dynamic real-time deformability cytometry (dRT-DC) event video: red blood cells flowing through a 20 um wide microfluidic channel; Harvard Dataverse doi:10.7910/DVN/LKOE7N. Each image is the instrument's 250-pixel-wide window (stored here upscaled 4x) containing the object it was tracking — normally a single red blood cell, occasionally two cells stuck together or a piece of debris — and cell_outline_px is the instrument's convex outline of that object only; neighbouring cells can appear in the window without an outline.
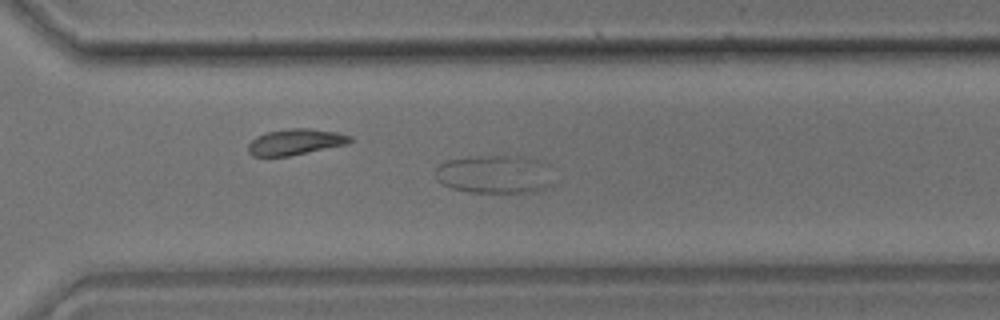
{"species": "common noctule bat (a hibernating species)", "species_latin": "Nyctalus noctula", "temperature_condition": "room temperature", "stored_images_in_passage": 46, "camera_frame_rate_fps": 3000, "um_per_image_px": 0.085, "animal": {"sex": "male", "body_mass_g": 17.9}, "frame": {"image": 1, "passage_image": 33, "time_ms": 10.667, "image_size_px": [1000, 320], "cell_outline_px": [[556, 184], [532, 192], [472, 192], [452, 188], [444, 184], [436, 176], [436, 164], [444, 160], [468, 156], [520, 156], [540, 160], [544, 164]], "centroid_in_image_um": [42.03, 14.8], "position_along_channel_um": 328.6, "area_um2": 26.47}}